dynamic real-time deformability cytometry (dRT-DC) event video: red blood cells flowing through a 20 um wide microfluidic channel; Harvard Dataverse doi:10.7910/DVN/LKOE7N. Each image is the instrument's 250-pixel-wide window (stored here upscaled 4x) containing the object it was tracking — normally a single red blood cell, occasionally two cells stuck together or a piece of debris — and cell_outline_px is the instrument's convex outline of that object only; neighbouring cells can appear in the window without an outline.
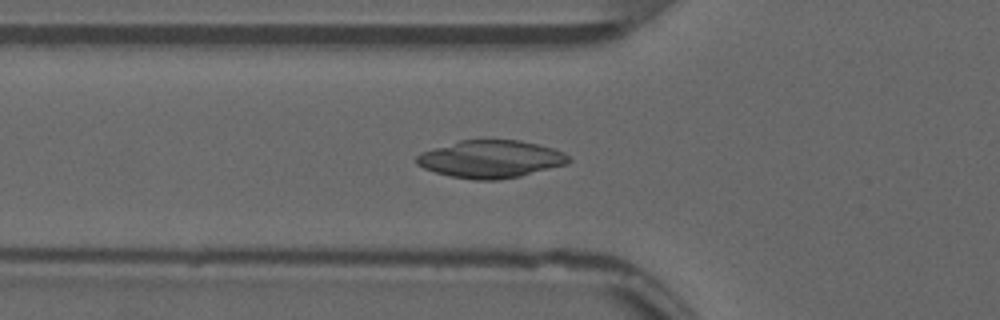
{"species": "common noctule bat (a hibernating species)", "species_latin": "Nyctalus noctula", "temperature_condition": "warm", "stored_images_in_passage": 43, "camera_frame_rate_fps": 3000, "um_per_image_px": 0.085, "animal": {"sex": "male", "forearm_length_mm": 52.5}, "frame": {"image": 1, "passage_image": 13, "time_ms": 4.0, "image_size_px": [1000, 320], "cell_outline_px": [[572, 160], [568, 164], [520, 176], [496, 180], [476, 180], [452, 176], [436, 172], [424, 168], [416, 164], [416, 156], [420, 152], [460, 140], [520, 140], [552, 148], [564, 152]], "centroid_in_image_um": [41.72, 13.52], "position_along_channel_um": 84.1, "area_um2": 33.18}}